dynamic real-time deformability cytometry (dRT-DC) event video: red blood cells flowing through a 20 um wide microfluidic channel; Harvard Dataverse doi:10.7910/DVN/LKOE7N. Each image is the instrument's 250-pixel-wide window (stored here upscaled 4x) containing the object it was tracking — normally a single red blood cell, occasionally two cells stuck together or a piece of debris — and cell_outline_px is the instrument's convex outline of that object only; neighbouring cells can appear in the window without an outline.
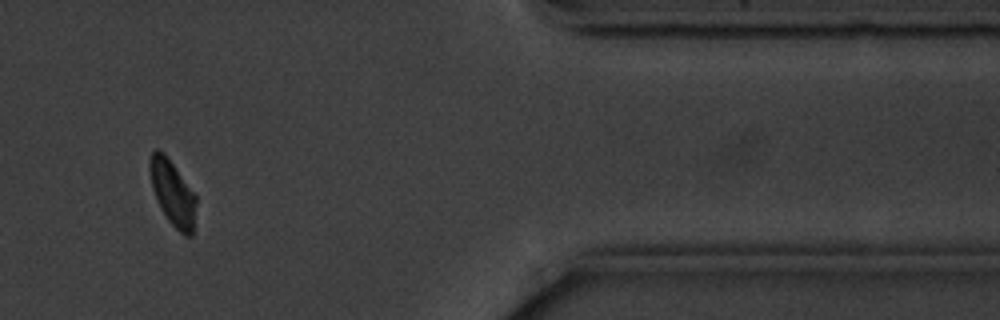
{"species": "common noctule bat (a hibernating species)", "species_latin": "Nyctalus noctula", "temperature_condition": "cold", "stored_images_in_passage": 14, "camera_frame_rate_fps": 3000, "um_per_image_px": 0.085, "animal": {"sex": "male", "body_mass_g": 20.1, "forearm_length_mm": 53.5}, "frame": {"image": 1, "passage_image": 12, "time_ms": 14.667, "image_size_px": [1000, 320], "cell_outline_px": [[196, 204], [192, 236], [184, 236], [168, 220], [160, 208], [152, 188], [148, 168], [148, 160], [152, 152], [156, 148], [160, 148], [164, 152], [196, 196]], "centroid_in_image_um": [14.64, 16.37], "position_along_channel_um": 396.8, "area_um2": 17.63}, "authors_computed_cell_mechanics": {"area_um2": 18.5249, "velocity_mm_per_s": 3.5362, "shape_relaxation_time_tau1_ms": 1.5242, "shape_relaxation_time_tau2_ms": null, "deformation_change_tau1": 0.0865, "deformation_change_tau2": null}}